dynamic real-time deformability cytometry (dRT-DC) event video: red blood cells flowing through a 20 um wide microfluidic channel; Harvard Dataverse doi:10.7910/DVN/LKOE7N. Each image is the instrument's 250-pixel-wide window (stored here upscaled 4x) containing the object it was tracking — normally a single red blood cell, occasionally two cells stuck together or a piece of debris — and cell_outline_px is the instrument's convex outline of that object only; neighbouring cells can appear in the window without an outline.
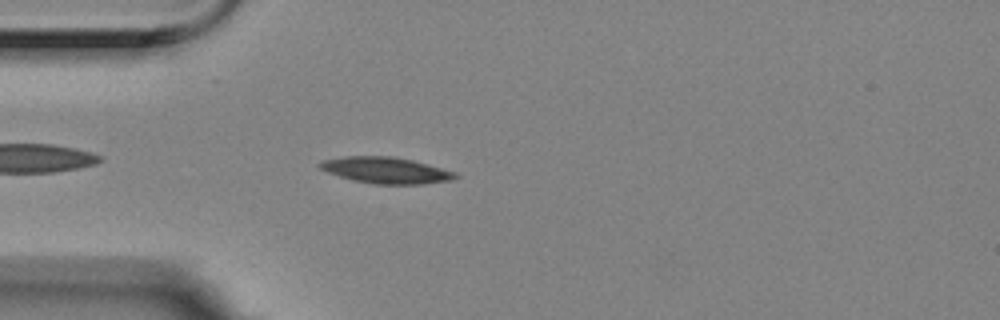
{"species": "Egyptian fruit bat (a non-hibernating species)", "species_latin": "Rousettus aegyptiacus", "temperature_condition": "room temperature", "stored_images_in_passage": 41, "camera_frame_rate_fps": 3000, "um_per_image_px": 0.085, "animal": {"sex": "female"}, "frame": {"image": 1, "passage_image": 5, "time_ms": 1.333, "image_size_px": [1000, 320], "cell_outline_px": [[460, 176], [452, 180], [424, 184], [376, 184], [352, 180], [328, 172], [320, 168], [316, 164], [320, 160], [344, 156], [392, 156], [412, 160], [456, 172]], "centroid_in_image_um": [32.79, 14.47], "position_along_channel_um": 52.2, "area_um2": 20.81}}
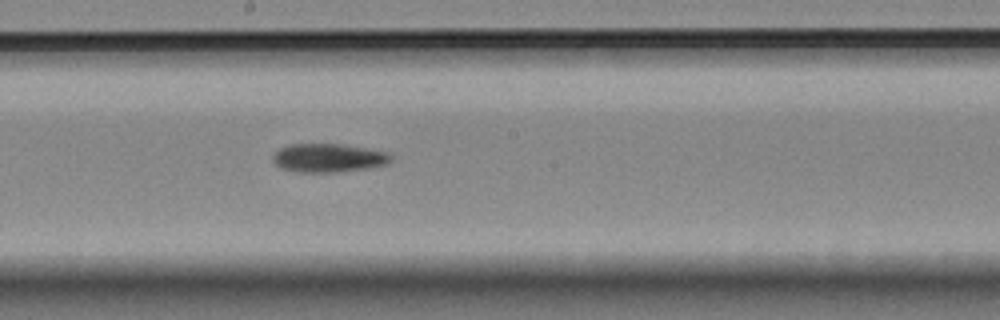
{"frame": {"image": 2, "passage_image": 20, "time_ms": 6.333, "image_size_px": [1000, 320], "cell_outline_px": [[392, 160], [388, 164], [368, 168], [336, 172], [296, 172], [280, 168], [272, 160], [272, 156], [280, 148], [288, 144], [340, 144], [388, 152], [392, 156]], "centroid_in_image_um": [27.91, 13.43], "position_along_channel_um": 220.3, "area_um2": 19.71}}
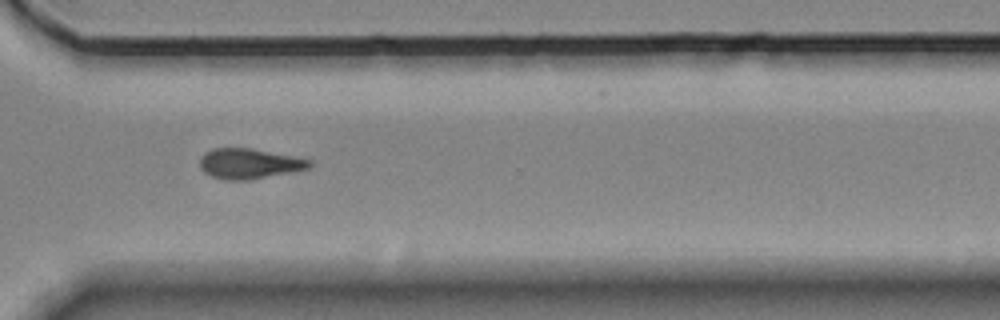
{"frame": {"image": 3, "passage_image": 31, "time_ms": 10.0, "image_size_px": [1000, 320], "cell_outline_px": [[312, 164], [308, 168], [252, 180], [224, 180], [212, 176], [204, 172], [200, 168], [200, 160], [204, 152], [212, 148], [252, 148], [296, 156], [312, 160]], "centroid_in_image_um": [21.18, 13.9], "position_along_channel_um": 349.4, "area_um2": 19.48}}